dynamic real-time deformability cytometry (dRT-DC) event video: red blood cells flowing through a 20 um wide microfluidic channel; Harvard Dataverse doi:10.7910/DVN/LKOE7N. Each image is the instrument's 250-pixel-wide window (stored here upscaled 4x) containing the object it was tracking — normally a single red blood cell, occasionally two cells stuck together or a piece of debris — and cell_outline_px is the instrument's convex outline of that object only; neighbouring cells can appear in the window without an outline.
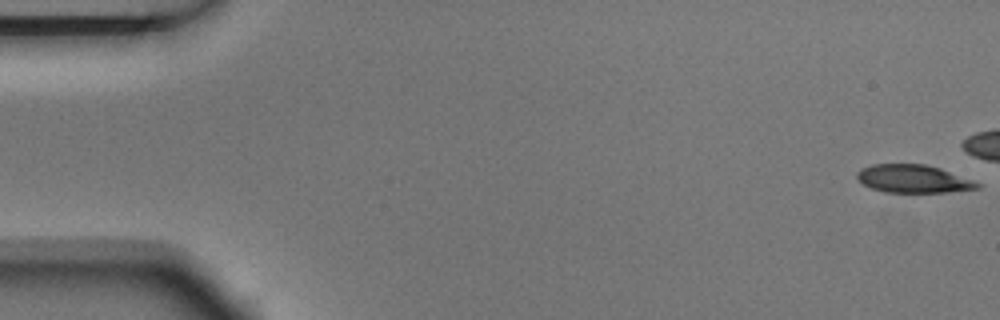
{"species": "Egyptian fruit bat (a non-hibernating species)", "species_latin": "Rousettus aegyptiacus", "temperature_condition": "room temperature", "stored_images_in_passage": 7, "camera_frame_rate_fps": 3000, "um_per_image_px": 0.085, "animal": {"sex": "male"}, "frame": {"image": 1, "passage_image": 1, "time_ms": 0.0, "image_size_px": [1000, 320], "cell_outline_px": [[980, 188], [948, 192], [884, 192], [872, 188], [864, 184], [856, 176], [856, 172], [860, 168], [872, 164], [924, 164], [940, 168], [972, 180], [980, 184]], "centroid_in_image_um": [77.6, 15.19], "position_along_channel_um": 7.4, "area_um2": 19.48}}